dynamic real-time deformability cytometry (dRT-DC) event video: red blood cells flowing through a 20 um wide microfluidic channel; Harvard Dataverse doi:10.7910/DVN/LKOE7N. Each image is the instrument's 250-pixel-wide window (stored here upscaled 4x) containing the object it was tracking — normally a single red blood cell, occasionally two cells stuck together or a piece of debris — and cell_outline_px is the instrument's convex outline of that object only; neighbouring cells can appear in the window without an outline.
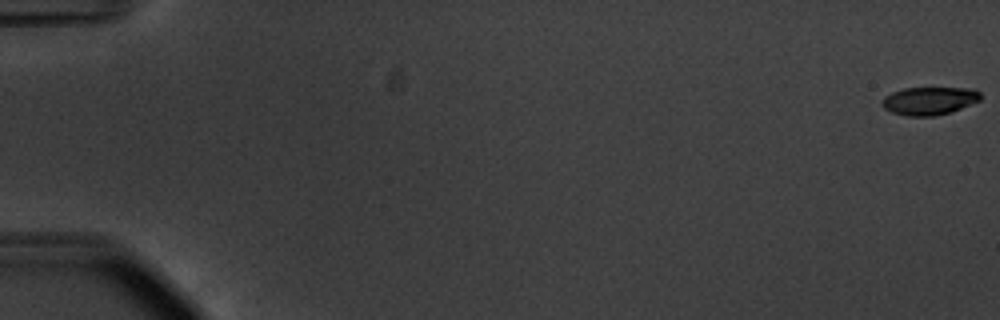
{"species": "common noctule bat (a hibernating species)", "species_latin": "Nyctalus noctula", "temperature_condition": "warm", "stored_images_in_passage": 56, "camera_frame_rate_fps": 3000, "um_per_image_px": 0.085, "animal": {"sex": "male", "body_mass_g": 20.1, "forearm_length_mm": 53.5}, "frame": {"image": 1, "passage_image": 1, "time_ms": 0.0, "image_size_px": [1000, 320], "cell_outline_px": [[980, 100], [952, 112], [932, 116], [908, 116], [892, 112], [884, 108], [884, 96], [892, 92], [904, 88], [972, 88], [980, 92]], "centroid_in_image_um": [79.01, 8.56], "position_along_channel_um": 6.0, "area_um2": 15.9}}
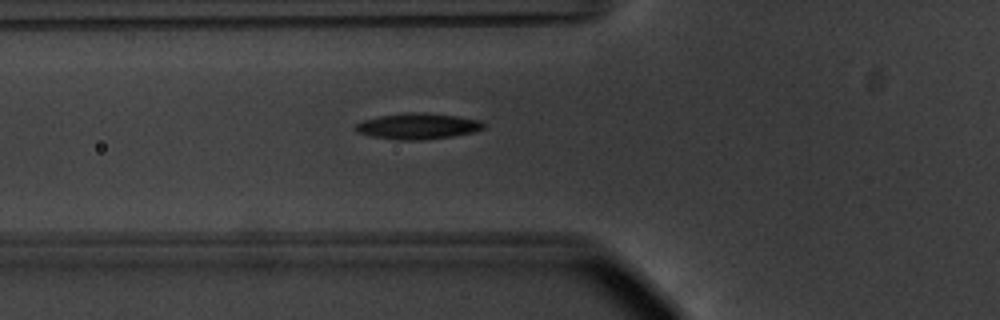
{"frame": {"image": 2, "passage_image": 22, "time_ms": 7.0, "image_size_px": [1000, 320], "cell_outline_px": [[484, 128], [476, 132], [452, 136], [420, 140], [396, 140], [372, 136], [360, 132], [356, 128], [356, 124], [364, 120], [380, 116], [404, 112], [428, 112], [456, 116], [480, 120], [484, 124]], "centroid_in_image_um": [35.56, 10.72], "position_along_channel_um": 90.2, "area_um2": 19.31}}
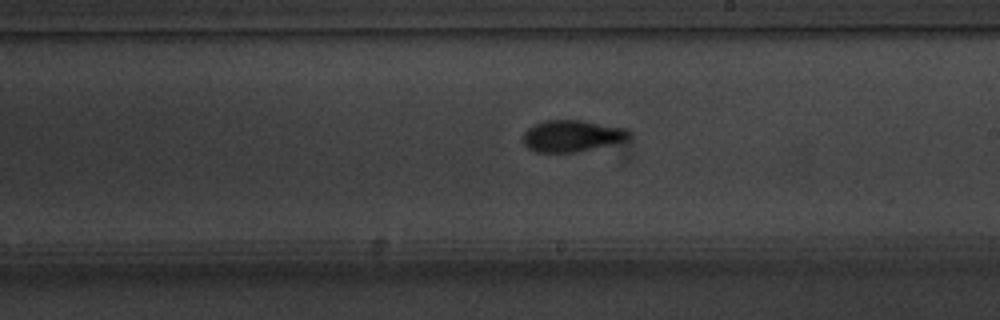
{"frame": {"image": 3, "passage_image": 34, "time_ms": 11.0, "image_size_px": [1000, 320], "cell_outline_px": [[632, 132], [624, 140], [612, 144], [576, 152], [536, 152], [528, 148], [524, 144], [524, 132], [528, 128], [544, 120], [580, 120], [628, 128]], "centroid_in_image_um": [48.62, 11.54], "position_along_channel_um": 240.4, "area_um2": 19.42}, "authors_computed_cell_mechanics": {"area_um2": 18.2359, "velocity_mm_per_s": 3.733, "shape_relaxation_time_tau1_ms": 2.9799, "shape_relaxation_time_tau2_ms": 2.5581, "deformation_change_tau1": 0.1717, "deformation_change_tau2": 0.0817}}